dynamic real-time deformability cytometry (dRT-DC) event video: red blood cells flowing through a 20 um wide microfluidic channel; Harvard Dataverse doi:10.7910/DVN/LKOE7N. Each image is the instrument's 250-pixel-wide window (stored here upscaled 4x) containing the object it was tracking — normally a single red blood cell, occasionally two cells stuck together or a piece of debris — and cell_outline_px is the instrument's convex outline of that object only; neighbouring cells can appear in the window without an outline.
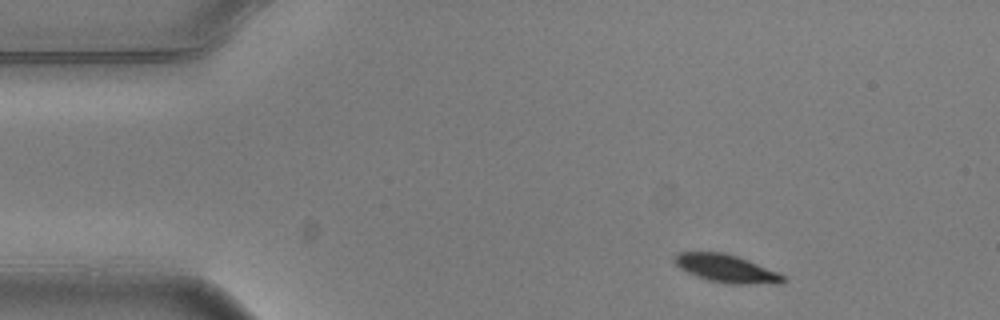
{"species": "common noctule bat (a hibernating species)", "species_latin": "Nyctalus noctula", "temperature_condition": "warm", "stored_images_in_passage": 4, "camera_frame_rate_fps": 3000, "um_per_image_px": 0.085, "animal": {"sex": "male", "body_mass_g": 20.5, "forearm_length_mm": 52.5}, "frame": {"image": 1, "passage_image": 1, "time_ms": 0.0, "image_size_px": [1000, 320], "cell_outline_px": [[788, 280], [780, 284], [728, 284], [708, 280], [696, 276], [680, 268], [676, 264], [676, 256], [680, 252], [724, 252], [748, 260], [780, 272]], "centroid_in_image_um": [61.83, 22.84], "position_along_channel_um": 23.2, "area_um2": 17.69}}
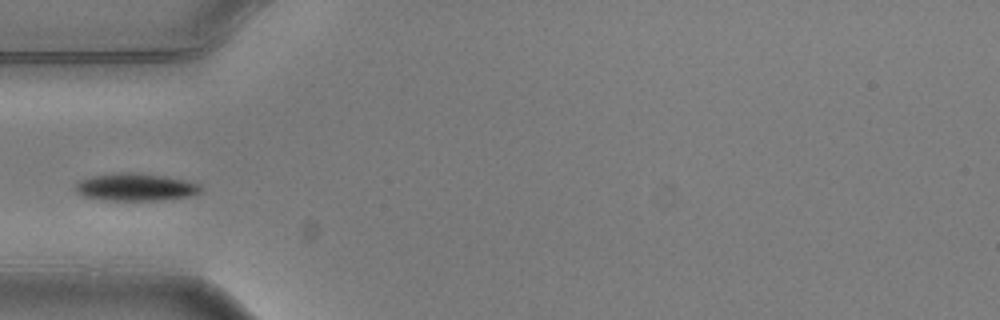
{"frame": {"image": 2, "passage_image": 4, "time_ms": 1.0, "image_size_px": [1000, 320], "cell_outline_px": [[204, 188], [200, 192], [188, 196], [160, 200], [108, 200], [84, 196], [76, 192], [72, 188], [80, 180], [92, 176], [116, 172], [132, 172], [164, 176], [184, 180], [200, 184]], "centroid_in_image_um": [11.5, 15.89], "position_along_channel_um": 73.5, "area_um2": 20.06}}